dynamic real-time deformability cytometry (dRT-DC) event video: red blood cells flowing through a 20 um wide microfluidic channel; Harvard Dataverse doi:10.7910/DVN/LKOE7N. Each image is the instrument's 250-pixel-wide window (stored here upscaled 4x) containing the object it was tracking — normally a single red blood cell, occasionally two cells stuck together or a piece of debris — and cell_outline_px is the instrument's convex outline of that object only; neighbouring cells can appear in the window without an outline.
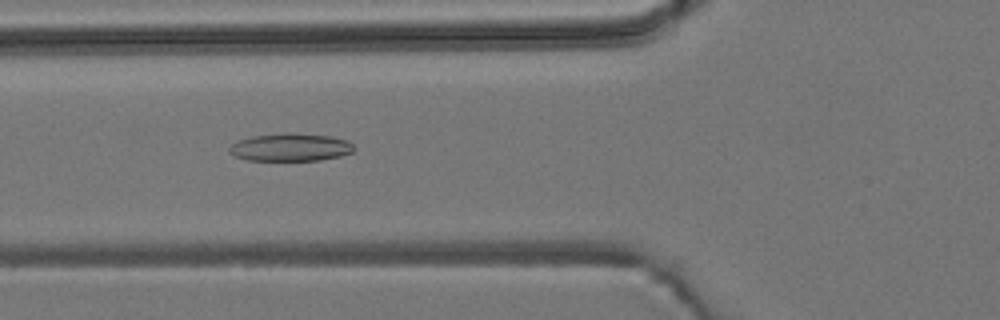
{"species": "common noctule bat (a hibernating species)", "species_latin": "Nyctalus noctula", "temperature_condition": "room temperature", "stored_images_in_passage": 6, "camera_frame_rate_fps": 3000, "um_per_image_px": 0.085, "animal": {"sex": "male", "body_mass_g": 19.2, "forearm_length_mm": 51.8}, "frame": {"image": 1, "passage_image": 6, "time_ms": 5.667, "image_size_px": [1000, 320], "cell_outline_px": [[356, 148], [352, 152], [340, 156], [320, 160], [248, 160], [236, 156], [228, 152], [228, 148], [236, 140], [252, 136], [284, 132], [288, 132], [332, 136], [348, 140]], "centroid_in_image_um": [24.69, 12.5], "position_along_channel_um": 101.1, "area_um2": 20.4}}